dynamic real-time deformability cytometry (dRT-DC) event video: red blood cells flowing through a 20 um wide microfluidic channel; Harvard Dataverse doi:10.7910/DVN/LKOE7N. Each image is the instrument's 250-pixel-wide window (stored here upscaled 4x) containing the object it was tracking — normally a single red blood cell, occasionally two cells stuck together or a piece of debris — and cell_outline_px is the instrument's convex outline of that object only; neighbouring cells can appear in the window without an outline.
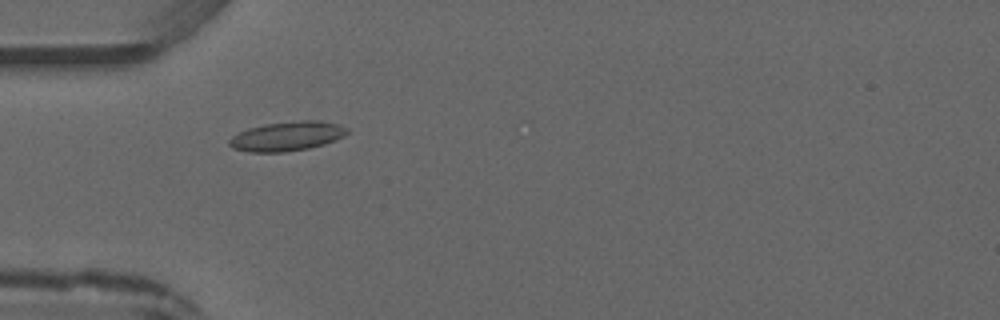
{"species": "common noctule bat (a hibernating species)", "species_latin": "Nyctalus noctula", "temperature_condition": "warm", "stored_images_in_passage": 3, "camera_frame_rate_fps": 3000, "um_per_image_px": 0.085, "animal": {"sex": "male", "forearm_length_mm": 52.5}, "frame": {"image": 1, "passage_image": 2, "time_ms": 1.0, "image_size_px": [1000, 320], "cell_outline_px": [[348, 132], [344, 136], [336, 140], [324, 144], [308, 148], [284, 152], [248, 152], [232, 148], [228, 144], [228, 140], [232, 136], [248, 128], [264, 124], [300, 120], [320, 120], [336, 124], [348, 128]], "centroid_in_image_um": [24.38, 11.58], "position_along_channel_um": 60.6, "area_um2": 20.23}}
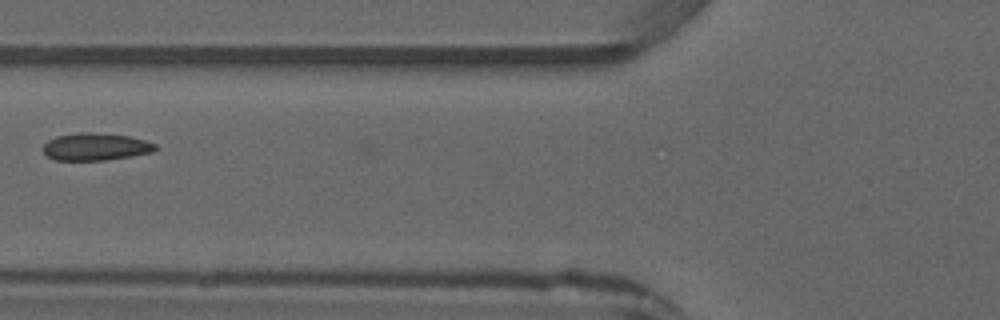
{"frame": {"image": 2, "passage_image": 3, "time_ms": 2.333, "image_size_px": [1000, 320], "cell_outline_px": [[156, 148], [152, 152], [132, 156], [108, 160], [56, 160], [48, 156], [40, 148], [48, 140], [56, 136], [80, 132], [96, 132], [128, 136], [144, 140], [156, 144]], "centroid_in_image_um": [8.1, 12.47], "position_along_channel_um": 117.7, "area_um2": 17.98}}